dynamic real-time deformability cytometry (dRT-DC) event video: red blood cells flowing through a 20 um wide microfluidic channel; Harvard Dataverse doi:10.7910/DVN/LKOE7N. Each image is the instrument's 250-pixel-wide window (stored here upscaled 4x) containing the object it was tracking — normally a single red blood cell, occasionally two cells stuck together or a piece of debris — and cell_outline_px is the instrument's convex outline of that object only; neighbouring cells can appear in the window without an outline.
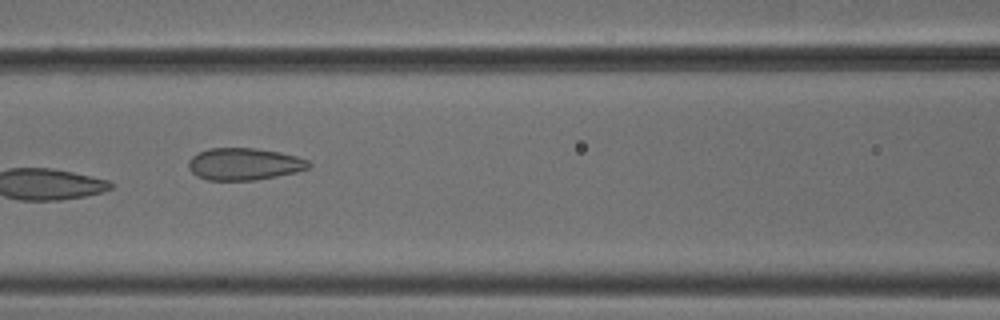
{"species": "common noctule bat (a hibernating species)", "species_latin": "Nyctalus noctula", "temperature_condition": "cold", "stored_images_in_passage": 10, "camera_frame_rate_fps": 3000, "um_per_image_px": 0.085, "animal": {"sex": "male", "body_mass_g": 18.8}, "frame": {"image": 1, "passage_image": 7, "time_ms": 2.0, "image_size_px": [1000, 320], "cell_outline_px": [[312, 164], [308, 168], [296, 172], [256, 180], [208, 180], [196, 176], [188, 168], [188, 160], [192, 156], [208, 148], [252, 148], [280, 152], [296, 156], [308, 160]], "centroid_in_image_um": [20.74, 13.94], "position_along_channel_um": 145.9, "area_um2": 22.48}}
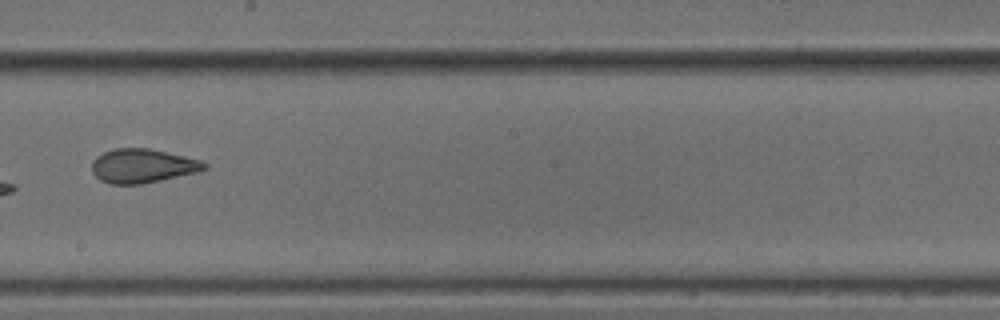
{"frame": {"image": 2, "passage_image": 9, "time_ms": 2.667, "image_size_px": [1000, 320], "cell_outline_px": [[208, 168], [196, 172], [160, 180], [140, 184], [112, 184], [100, 180], [92, 172], [92, 160], [96, 156], [112, 148], [148, 148], [184, 156], [200, 160], [208, 164]], "centroid_in_image_um": [12.09, 14.09], "position_along_channel_um": 236.1, "area_um2": 22.2}}
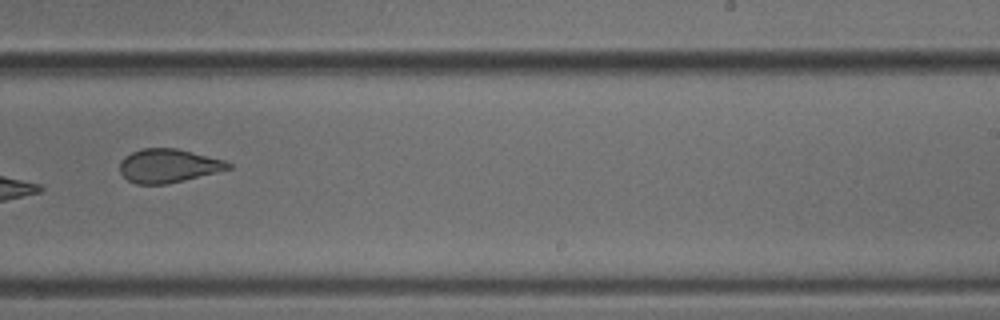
{"frame": {"image": 3, "passage_image": 10, "time_ms": 3.0, "image_size_px": [1000, 320], "cell_outline_px": [[232, 168], [168, 184], [136, 184], [128, 180], [120, 172], [120, 160], [124, 156], [140, 148], [176, 148], [224, 160], [232, 164]], "centroid_in_image_um": [14.28, 14.08], "position_along_channel_um": 274.7, "area_um2": 21.21}}